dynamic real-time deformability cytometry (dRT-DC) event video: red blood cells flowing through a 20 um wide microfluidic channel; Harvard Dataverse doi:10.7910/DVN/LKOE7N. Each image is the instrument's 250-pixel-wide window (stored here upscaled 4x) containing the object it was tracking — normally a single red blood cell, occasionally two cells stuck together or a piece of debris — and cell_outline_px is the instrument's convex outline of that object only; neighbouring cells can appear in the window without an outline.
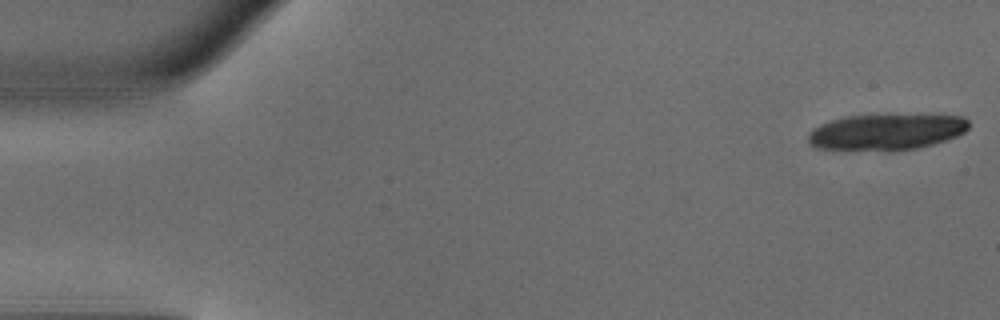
{"species": "common noctule bat (a hibernating species)", "species_latin": "Nyctalus noctula", "temperature_condition": "warm", "stored_images_in_passage": 16, "camera_frame_rate_fps": 3000, "um_per_image_px": 0.085, "animal": {"sex": "male", "body_mass_g": 18.8}, "frame": {"image": 1, "passage_image": 1, "time_ms": 0.0, "image_size_px": [1000, 320], "cell_outline_px": [[968, 128], [964, 132], [956, 136], [932, 144], [916, 148], [816, 148], [808, 144], [808, 132], [812, 128], [820, 124], [844, 116], [964, 116], [968, 120]], "centroid_in_image_um": [75.3, 11.19], "position_along_channel_um": 9.7, "area_um2": 32.19}}